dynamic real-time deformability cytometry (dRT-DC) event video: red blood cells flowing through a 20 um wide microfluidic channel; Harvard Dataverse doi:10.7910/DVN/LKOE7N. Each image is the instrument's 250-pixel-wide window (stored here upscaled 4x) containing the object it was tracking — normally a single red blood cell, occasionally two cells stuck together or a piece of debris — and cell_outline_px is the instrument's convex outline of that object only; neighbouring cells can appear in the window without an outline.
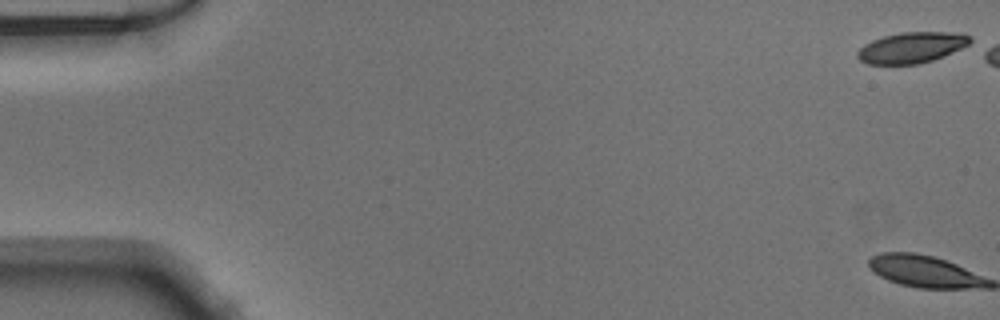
{"species": "Egyptian fruit bat (a non-hibernating species)", "species_latin": "Rousettus aegyptiacus", "temperature_condition": "warm", "stored_images_in_passage": 53, "camera_frame_rate_fps": 3000, "um_per_image_px": 0.085, "animal": {"sex": "male"}, "frame": {"image": 1, "passage_image": 1, "time_ms": 0.0, "image_size_px": [1000, 320], "cell_outline_px": [[972, 40], [968, 44], [960, 48], [932, 60], [920, 64], [868, 64], [860, 60], [856, 56], [856, 52], [864, 44], [872, 40], [884, 36], [900, 32], [964, 32], [972, 36]], "centroid_in_image_um": [77.48, 4.03], "position_along_channel_um": 7.5, "area_um2": 20.29}}